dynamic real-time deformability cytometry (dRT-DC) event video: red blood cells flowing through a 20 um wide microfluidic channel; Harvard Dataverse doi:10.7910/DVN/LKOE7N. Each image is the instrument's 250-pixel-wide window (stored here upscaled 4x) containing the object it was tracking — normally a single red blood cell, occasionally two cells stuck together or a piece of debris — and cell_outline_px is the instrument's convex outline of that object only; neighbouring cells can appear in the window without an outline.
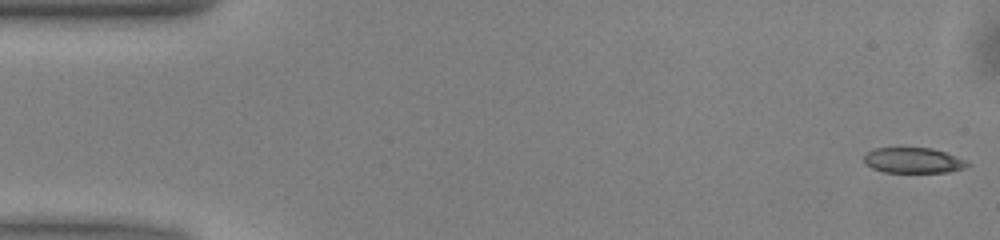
{"species": "common noctule bat (a hibernating species)", "species_latin": "Nyctalus noctula", "temperature_condition": "warm", "stored_images_in_passage": 6, "camera_frame_rate_fps": 3000, "um_per_image_px": 0.085, "animal": {"sex": "male", "body_mass_g": 13.0, "forearm_length_mm": 53.1}, "frame": {"image": 1, "passage_image": 1, "time_ms": 0.0, "image_size_px": [1000, 240], "cell_outline_px": [[972, 164], [964, 168], [948, 172], [884, 172], [872, 168], [864, 164], [864, 156], [868, 152], [876, 148], [932, 148], [968, 160]], "centroid_in_image_um": [77.65, 13.64], "position_along_channel_um": 7.3, "area_um2": 15.37}}